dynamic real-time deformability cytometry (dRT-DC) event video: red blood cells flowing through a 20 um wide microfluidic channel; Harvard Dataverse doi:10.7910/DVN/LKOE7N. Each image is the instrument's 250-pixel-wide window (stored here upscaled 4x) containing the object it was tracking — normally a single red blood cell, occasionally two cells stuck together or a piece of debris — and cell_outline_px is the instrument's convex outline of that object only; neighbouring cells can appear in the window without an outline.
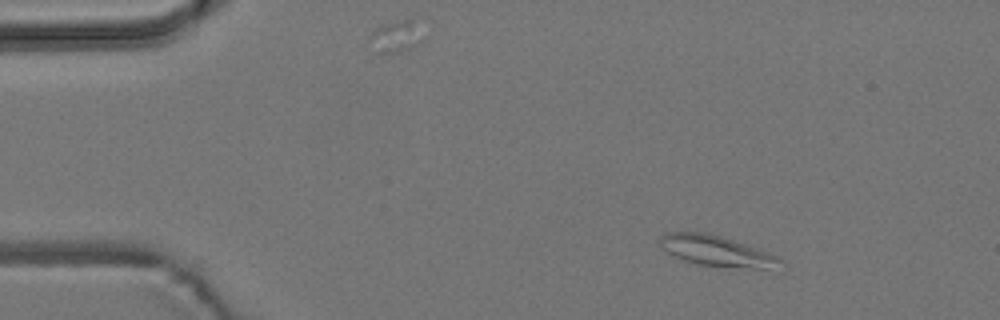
{"species": "common noctule bat (a hibernating species)", "species_latin": "Nyctalus noctula", "temperature_condition": "room temperature", "stored_images_in_passage": 4, "camera_frame_rate_fps": 3000, "um_per_image_px": 0.085, "animal": {"sex": "male", "body_mass_g": 19.2, "forearm_length_mm": 51.8}, "frame": {"image": 1, "passage_image": 2, "time_ms": 1.0, "image_size_px": [1000, 320], "cell_outline_px": [[784, 272], [696, 264], [684, 260], [668, 252], [660, 244], [660, 236], [668, 232], [708, 232], [744, 244], [776, 256], [784, 260]], "centroid_in_image_um": [61.08, 21.39], "position_along_channel_um": 23.9, "area_um2": 21.85}}